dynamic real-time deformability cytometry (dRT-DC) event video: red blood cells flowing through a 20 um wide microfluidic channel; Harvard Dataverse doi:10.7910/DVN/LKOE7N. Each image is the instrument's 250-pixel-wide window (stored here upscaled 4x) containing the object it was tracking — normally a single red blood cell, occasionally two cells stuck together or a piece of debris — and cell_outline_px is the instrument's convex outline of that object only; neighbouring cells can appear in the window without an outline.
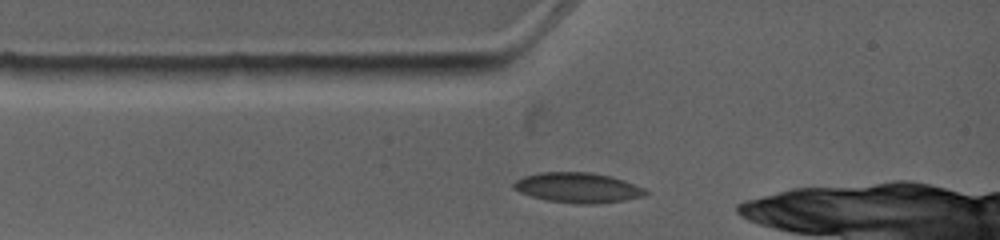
{"species": "common noctule bat (a hibernating species)", "species_latin": "Nyctalus noctula", "temperature_condition": "warm", "stored_images_in_passage": 3, "camera_frame_rate_fps": 4500, "um_per_image_px": 0.085, "animal": {"sex": "female", "body_mass_g": 19.0, "forearm_length_mm": 53.3}, "frame": {"image": 1, "passage_image": 1, "time_ms": 0.0, "image_size_px": [1000, 240], "cell_outline_px": [[648, 192], [644, 196], [624, 200], [596, 204], [580, 204], [544, 200], [520, 192], [512, 188], [512, 184], [516, 180], [524, 176], [540, 172], [592, 172], [624, 180], [644, 188]], "centroid_in_image_um": [49.09, 15.95], "position_along_channel_um": 35.9, "area_um2": 23.12}}
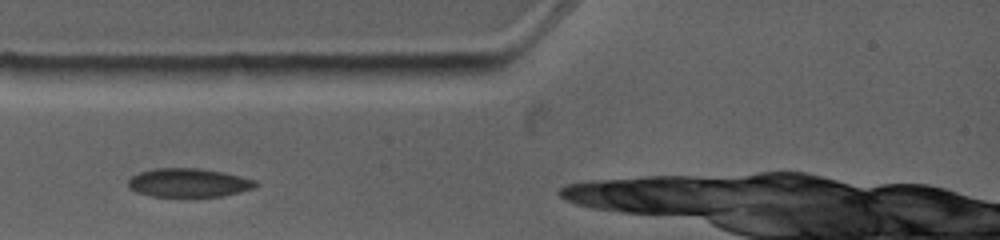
{"frame": {"image": 2, "passage_image": 2, "time_ms": 0.889, "image_size_px": [1000, 240], "cell_outline_px": [[260, 184], [256, 188], [220, 196], [152, 196], [136, 192], [128, 188], [128, 180], [132, 176], [140, 172], [156, 168], [200, 168], [224, 172], [256, 180]], "centroid_in_image_um": [16.05, 15.52], "position_along_channel_um": 68.9, "area_um2": 21.33}}